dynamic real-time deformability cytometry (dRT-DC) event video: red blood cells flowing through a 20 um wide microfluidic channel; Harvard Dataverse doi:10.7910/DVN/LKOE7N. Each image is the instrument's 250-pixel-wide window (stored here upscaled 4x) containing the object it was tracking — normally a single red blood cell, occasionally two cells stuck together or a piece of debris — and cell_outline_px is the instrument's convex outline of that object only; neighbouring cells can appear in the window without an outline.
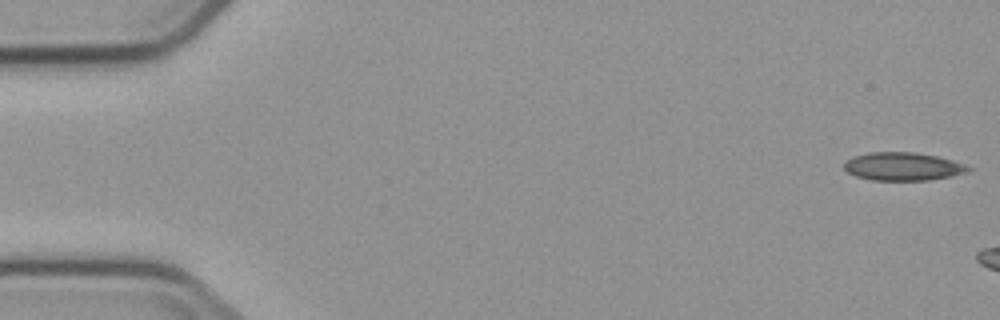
{"species": "common noctule bat (a hibernating species)", "species_latin": "Nyctalus noctula", "temperature_condition": "cold", "stored_images_in_passage": 5, "camera_frame_rate_fps": 3000, "um_per_image_px": 0.085, "animal": {"sex": "male", "body_mass_g": 23.1, "forearm_length_mm": 52.7}, "frame": {"image": 1, "passage_image": 1, "time_ms": 0.0, "image_size_px": [1000, 320], "cell_outline_px": [[972, 168], [968, 172], [952, 176], [928, 180], [872, 180], [856, 176], [848, 172], [844, 168], [844, 160], [852, 156], [868, 152], [916, 152], [936, 156], [952, 160], [964, 164]], "centroid_in_image_um": [76.72, 14.14], "position_along_channel_um": 8.3, "area_um2": 20.46}}